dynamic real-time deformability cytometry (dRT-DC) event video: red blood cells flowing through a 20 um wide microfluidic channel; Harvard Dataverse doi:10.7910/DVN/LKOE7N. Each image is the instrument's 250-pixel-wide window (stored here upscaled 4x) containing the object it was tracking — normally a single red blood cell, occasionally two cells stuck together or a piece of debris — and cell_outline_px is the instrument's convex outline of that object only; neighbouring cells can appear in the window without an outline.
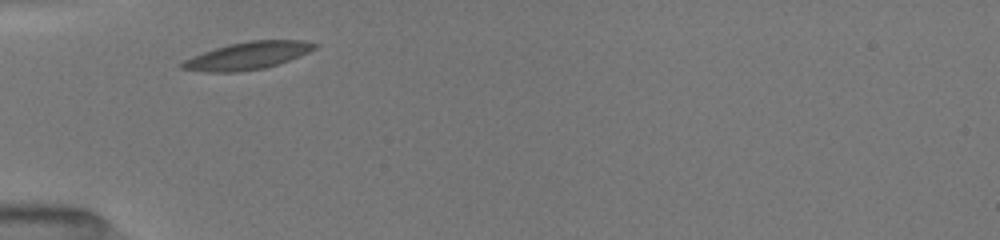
{"species": "common noctule bat (a hibernating species)", "species_latin": "Nyctalus noctula", "temperature_condition": "room temperature", "stored_images_in_passage": 8, "camera_frame_rate_fps": 3000, "um_per_image_px": 0.085, "animal": {"sex": "female", "body_mass_g": 19.5, "forearm_length_mm": 54.1}, "frame": {"image": 1, "passage_image": 1, "time_ms": 0.0, "image_size_px": [1000, 240], "cell_outline_px": [[320, 44], [316, 48], [308, 52], [288, 60], [264, 68], [236, 72], [204, 72], [180, 68], [180, 64], [184, 60], [192, 56], [228, 44], [248, 40], [304, 40]], "centroid_in_image_um": [21.04, 4.72], "position_along_channel_um": 64.0, "area_um2": 21.1}}
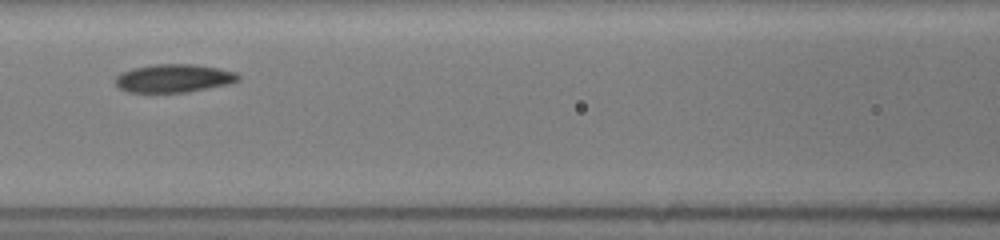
{"frame": {"image": 2, "passage_image": 4, "time_ms": 2.333, "image_size_px": [1000, 240], "cell_outline_px": [[240, 80], [228, 84], [184, 92], [128, 92], [120, 88], [116, 84], [116, 76], [120, 72], [132, 68], [156, 64], [192, 64], [216, 68], [236, 72], [240, 76]], "centroid_in_image_um": [14.75, 6.65], "position_along_channel_um": 151.8, "area_um2": 20.0}}
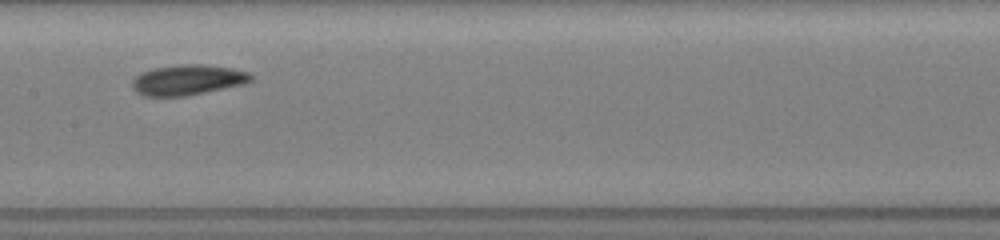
{"frame": {"image": 3, "passage_image": 6, "time_ms": 3.333, "image_size_px": [1000, 240], "cell_outline_px": [[252, 80], [244, 84], [184, 96], [144, 96], [136, 92], [132, 88], [132, 80], [136, 76], [152, 68], [180, 64], [200, 64], [232, 68], [248, 72], [252, 76]], "centroid_in_image_um": [15.93, 6.79], "position_along_channel_um": 191.5, "area_um2": 20.87}}